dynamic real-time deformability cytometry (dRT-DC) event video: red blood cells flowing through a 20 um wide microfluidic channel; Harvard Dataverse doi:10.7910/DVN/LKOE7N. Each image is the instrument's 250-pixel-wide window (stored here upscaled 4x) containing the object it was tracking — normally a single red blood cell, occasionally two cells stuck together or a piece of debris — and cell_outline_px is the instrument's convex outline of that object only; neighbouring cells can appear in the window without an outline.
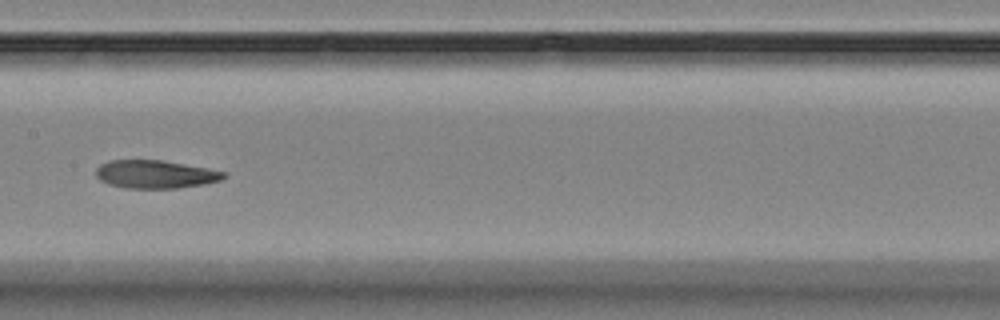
{"species": "Egyptian fruit bat (a non-hibernating species)", "species_latin": "Rousettus aegyptiacus", "temperature_condition": "room temperature", "stored_images_in_passage": 12, "camera_frame_rate_fps": 3000, "um_per_image_px": 0.085, "animal": {"sex": "female"}, "frame": {"image": 1, "passage_image": 9, "time_ms": 9.333, "image_size_px": [1000, 320], "cell_outline_px": [[224, 176], [220, 180], [204, 184], [180, 188], [124, 188], [108, 184], [100, 180], [96, 176], [96, 168], [100, 164], [112, 160], [160, 160], [204, 168], [224, 172]], "centroid_in_image_um": [13.13, 14.82], "position_along_channel_um": 194.3, "area_um2": 20.63}}
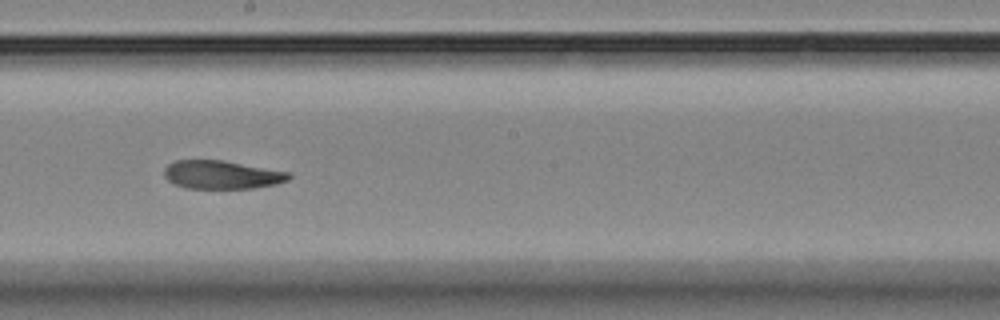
{"frame": {"image": 2, "passage_image": 10, "time_ms": 10.333, "image_size_px": [1000, 320], "cell_outline_px": [[292, 176], [288, 180], [276, 184], [252, 188], [184, 188], [168, 180], [164, 176], [164, 168], [168, 164], [176, 160], [224, 160], [288, 172]], "centroid_in_image_um": [18.83, 14.85], "position_along_channel_um": 229.4, "area_um2": 20.52}}
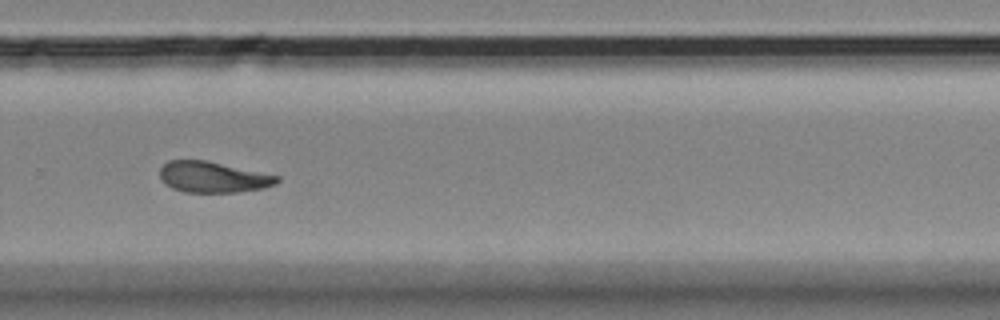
{"frame": {"image": 3, "passage_image": 12, "time_ms": 12.667, "image_size_px": [1000, 320], "cell_outline_px": [[280, 180], [276, 184], [264, 188], [240, 192], [184, 192], [172, 188], [164, 184], [160, 176], [160, 168], [168, 160], [204, 160], [280, 176]], "centroid_in_image_um": [18.1, 15.06], "position_along_channel_um": 311.7, "area_um2": 21.1}}